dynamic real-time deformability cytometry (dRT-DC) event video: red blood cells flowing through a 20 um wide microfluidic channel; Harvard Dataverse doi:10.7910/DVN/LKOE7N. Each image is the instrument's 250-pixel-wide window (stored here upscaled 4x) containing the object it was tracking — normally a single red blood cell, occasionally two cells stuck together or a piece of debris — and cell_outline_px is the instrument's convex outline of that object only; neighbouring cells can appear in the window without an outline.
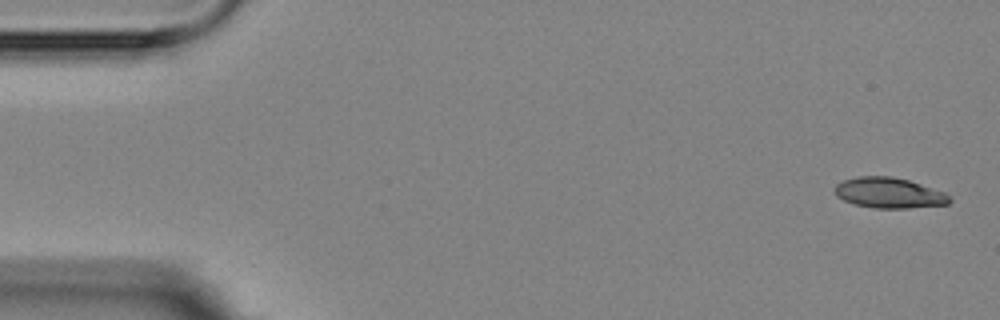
{"species": "Egyptian fruit bat (a non-hibernating species)", "species_latin": "Rousettus aegyptiacus", "temperature_condition": "room temperature", "stored_images_in_passage": 6, "camera_frame_rate_fps": 3000, "um_per_image_px": 0.085, "animal": {"sex": "female"}, "frame": {"image": 1, "passage_image": 1, "time_ms": 0.0, "image_size_px": [1000, 320], "cell_outline_px": [[952, 200], [948, 204], [908, 208], [876, 208], [856, 204], [844, 200], [836, 196], [832, 188], [836, 184], [844, 180], [856, 176], [892, 176], [908, 180], [944, 192]], "centroid_in_image_um": [75.53, 16.39], "position_along_channel_um": 9.5, "area_um2": 20.35}}
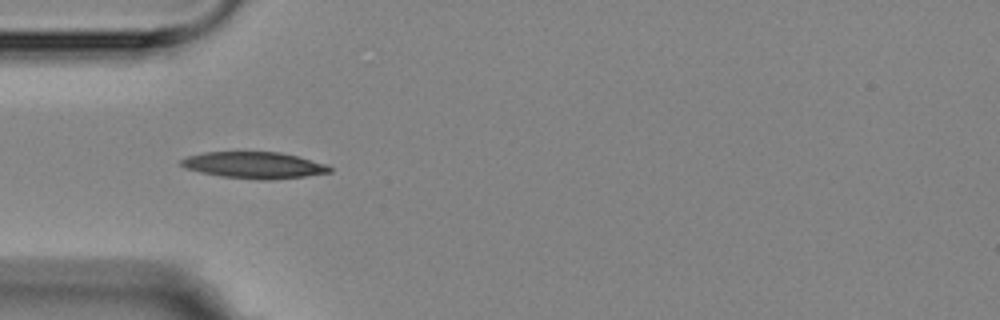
{"frame": {"image": 2, "passage_image": 5, "time_ms": 5.0, "image_size_px": [1000, 320], "cell_outline_px": [[332, 172], [304, 176], [272, 180], [256, 180], [220, 176], [200, 172], [184, 168], [180, 164], [180, 160], [188, 156], [204, 152], [280, 152], [328, 164], [332, 168]], "centroid_in_image_um": [21.6, 14.04], "position_along_channel_um": 63.4, "area_um2": 23.06}}
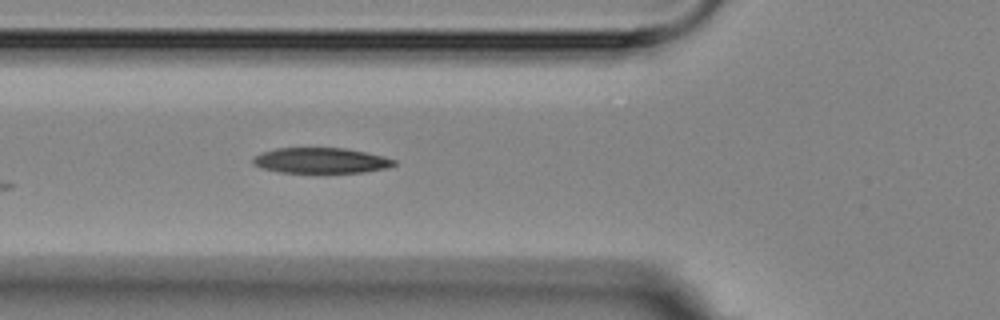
{"frame": {"image": 3, "passage_image": 6, "time_ms": 6.0, "image_size_px": [1000, 320], "cell_outline_px": [[396, 164], [384, 168], [364, 172], [280, 172], [260, 168], [252, 164], [252, 156], [260, 152], [276, 148], [344, 148], [364, 152], [396, 160]], "centroid_in_image_um": [27.17, 13.64], "position_along_channel_um": 98.6, "area_um2": 20.81}}